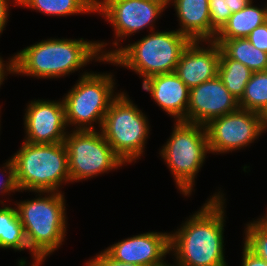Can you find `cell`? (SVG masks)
Masks as SVG:
<instances>
[{"mask_svg": "<svg viewBox=\"0 0 267 266\" xmlns=\"http://www.w3.org/2000/svg\"><path fill=\"white\" fill-rule=\"evenodd\" d=\"M252 71L243 63L228 58L222 51L218 67V77L229 92L238 100L242 97Z\"/></svg>", "mask_w": 267, "mask_h": 266, "instance_id": "obj_22", "label": "cell"}, {"mask_svg": "<svg viewBox=\"0 0 267 266\" xmlns=\"http://www.w3.org/2000/svg\"><path fill=\"white\" fill-rule=\"evenodd\" d=\"M220 50L230 59L243 63L252 72L267 70V53L256 48L247 38L215 39Z\"/></svg>", "mask_w": 267, "mask_h": 266, "instance_id": "obj_19", "label": "cell"}, {"mask_svg": "<svg viewBox=\"0 0 267 266\" xmlns=\"http://www.w3.org/2000/svg\"><path fill=\"white\" fill-rule=\"evenodd\" d=\"M113 75L85 72L78 82L63 97L66 125H75V130H95L93 124L99 123L101 130L104 116L114 95Z\"/></svg>", "mask_w": 267, "mask_h": 266, "instance_id": "obj_8", "label": "cell"}, {"mask_svg": "<svg viewBox=\"0 0 267 266\" xmlns=\"http://www.w3.org/2000/svg\"><path fill=\"white\" fill-rule=\"evenodd\" d=\"M125 92L110 103L101 132L117 156L126 164L140 158L149 135V122Z\"/></svg>", "mask_w": 267, "mask_h": 266, "instance_id": "obj_7", "label": "cell"}, {"mask_svg": "<svg viewBox=\"0 0 267 266\" xmlns=\"http://www.w3.org/2000/svg\"><path fill=\"white\" fill-rule=\"evenodd\" d=\"M37 193H40L38 198L15 204L34 259L31 266L41 265L47 256L62 245L67 228L65 198L62 192ZM44 193L47 195L42 197L41 194Z\"/></svg>", "mask_w": 267, "mask_h": 266, "instance_id": "obj_3", "label": "cell"}, {"mask_svg": "<svg viewBox=\"0 0 267 266\" xmlns=\"http://www.w3.org/2000/svg\"><path fill=\"white\" fill-rule=\"evenodd\" d=\"M176 263V265H171V264H167L165 261L163 262V263H161V264H158V265H155V266H180L177 262H175Z\"/></svg>", "mask_w": 267, "mask_h": 266, "instance_id": "obj_33", "label": "cell"}, {"mask_svg": "<svg viewBox=\"0 0 267 266\" xmlns=\"http://www.w3.org/2000/svg\"><path fill=\"white\" fill-rule=\"evenodd\" d=\"M167 5V0H96V12L112 24L114 34L119 38L112 44L117 47L120 38L133 36L147 26H152L150 32L154 31L152 24Z\"/></svg>", "mask_w": 267, "mask_h": 266, "instance_id": "obj_11", "label": "cell"}, {"mask_svg": "<svg viewBox=\"0 0 267 266\" xmlns=\"http://www.w3.org/2000/svg\"><path fill=\"white\" fill-rule=\"evenodd\" d=\"M15 6L35 9L46 15L66 16L96 12V0H14Z\"/></svg>", "mask_w": 267, "mask_h": 266, "instance_id": "obj_20", "label": "cell"}, {"mask_svg": "<svg viewBox=\"0 0 267 266\" xmlns=\"http://www.w3.org/2000/svg\"><path fill=\"white\" fill-rule=\"evenodd\" d=\"M247 39L256 48L267 53V22L253 29Z\"/></svg>", "mask_w": 267, "mask_h": 266, "instance_id": "obj_27", "label": "cell"}, {"mask_svg": "<svg viewBox=\"0 0 267 266\" xmlns=\"http://www.w3.org/2000/svg\"><path fill=\"white\" fill-rule=\"evenodd\" d=\"M104 42L77 39H47L13 55L14 73L38 78H60L78 71L88 62H103Z\"/></svg>", "mask_w": 267, "mask_h": 266, "instance_id": "obj_2", "label": "cell"}, {"mask_svg": "<svg viewBox=\"0 0 267 266\" xmlns=\"http://www.w3.org/2000/svg\"><path fill=\"white\" fill-rule=\"evenodd\" d=\"M64 144L71 182L87 180L125 164L105 140L101 130H73L67 133Z\"/></svg>", "mask_w": 267, "mask_h": 266, "instance_id": "obj_9", "label": "cell"}, {"mask_svg": "<svg viewBox=\"0 0 267 266\" xmlns=\"http://www.w3.org/2000/svg\"><path fill=\"white\" fill-rule=\"evenodd\" d=\"M243 257L241 266H267V262L257 257L245 245L243 247Z\"/></svg>", "mask_w": 267, "mask_h": 266, "instance_id": "obj_29", "label": "cell"}, {"mask_svg": "<svg viewBox=\"0 0 267 266\" xmlns=\"http://www.w3.org/2000/svg\"><path fill=\"white\" fill-rule=\"evenodd\" d=\"M142 89L151 94L163 111L176 118V122H186L190 89L175 72L149 77L142 82Z\"/></svg>", "mask_w": 267, "mask_h": 266, "instance_id": "obj_16", "label": "cell"}, {"mask_svg": "<svg viewBox=\"0 0 267 266\" xmlns=\"http://www.w3.org/2000/svg\"><path fill=\"white\" fill-rule=\"evenodd\" d=\"M252 1L242 10L232 13L215 39L247 38L253 29L267 22V3L265 7L258 8Z\"/></svg>", "mask_w": 267, "mask_h": 266, "instance_id": "obj_18", "label": "cell"}, {"mask_svg": "<svg viewBox=\"0 0 267 266\" xmlns=\"http://www.w3.org/2000/svg\"><path fill=\"white\" fill-rule=\"evenodd\" d=\"M246 226L244 245L257 257L267 262V213Z\"/></svg>", "mask_w": 267, "mask_h": 266, "instance_id": "obj_24", "label": "cell"}, {"mask_svg": "<svg viewBox=\"0 0 267 266\" xmlns=\"http://www.w3.org/2000/svg\"><path fill=\"white\" fill-rule=\"evenodd\" d=\"M6 72L7 74L14 73V57L10 58L8 63L5 65L4 61L0 56V87L4 81Z\"/></svg>", "mask_w": 267, "mask_h": 266, "instance_id": "obj_31", "label": "cell"}, {"mask_svg": "<svg viewBox=\"0 0 267 266\" xmlns=\"http://www.w3.org/2000/svg\"><path fill=\"white\" fill-rule=\"evenodd\" d=\"M209 12L211 23V41H214L216 35L227 24L232 11L226 4V0H209Z\"/></svg>", "mask_w": 267, "mask_h": 266, "instance_id": "obj_25", "label": "cell"}, {"mask_svg": "<svg viewBox=\"0 0 267 266\" xmlns=\"http://www.w3.org/2000/svg\"><path fill=\"white\" fill-rule=\"evenodd\" d=\"M175 6L180 28L191 41H211L209 0H167Z\"/></svg>", "mask_w": 267, "mask_h": 266, "instance_id": "obj_17", "label": "cell"}, {"mask_svg": "<svg viewBox=\"0 0 267 266\" xmlns=\"http://www.w3.org/2000/svg\"><path fill=\"white\" fill-rule=\"evenodd\" d=\"M25 110V142L32 144L64 142L68 131H66L67 125L63 100H34L27 105Z\"/></svg>", "mask_w": 267, "mask_h": 266, "instance_id": "obj_12", "label": "cell"}, {"mask_svg": "<svg viewBox=\"0 0 267 266\" xmlns=\"http://www.w3.org/2000/svg\"><path fill=\"white\" fill-rule=\"evenodd\" d=\"M264 125L265 129H267V114L264 116Z\"/></svg>", "mask_w": 267, "mask_h": 266, "instance_id": "obj_34", "label": "cell"}, {"mask_svg": "<svg viewBox=\"0 0 267 266\" xmlns=\"http://www.w3.org/2000/svg\"><path fill=\"white\" fill-rule=\"evenodd\" d=\"M224 203L219 191L170 234V251L180 266H227L223 244Z\"/></svg>", "mask_w": 267, "mask_h": 266, "instance_id": "obj_1", "label": "cell"}, {"mask_svg": "<svg viewBox=\"0 0 267 266\" xmlns=\"http://www.w3.org/2000/svg\"><path fill=\"white\" fill-rule=\"evenodd\" d=\"M9 0H0V34L3 32L9 17Z\"/></svg>", "mask_w": 267, "mask_h": 266, "instance_id": "obj_30", "label": "cell"}, {"mask_svg": "<svg viewBox=\"0 0 267 266\" xmlns=\"http://www.w3.org/2000/svg\"><path fill=\"white\" fill-rule=\"evenodd\" d=\"M11 158L21 192H59L62 183L71 182L64 142L32 144L24 141Z\"/></svg>", "mask_w": 267, "mask_h": 266, "instance_id": "obj_5", "label": "cell"}, {"mask_svg": "<svg viewBox=\"0 0 267 266\" xmlns=\"http://www.w3.org/2000/svg\"><path fill=\"white\" fill-rule=\"evenodd\" d=\"M118 262L140 266H155L164 262L170 251V233L147 232L120 242L104 250Z\"/></svg>", "mask_w": 267, "mask_h": 266, "instance_id": "obj_14", "label": "cell"}, {"mask_svg": "<svg viewBox=\"0 0 267 266\" xmlns=\"http://www.w3.org/2000/svg\"><path fill=\"white\" fill-rule=\"evenodd\" d=\"M191 40L179 31H152L135 43L111 51H102L105 63L134 71L143 78L175 72L181 54Z\"/></svg>", "mask_w": 267, "mask_h": 266, "instance_id": "obj_4", "label": "cell"}, {"mask_svg": "<svg viewBox=\"0 0 267 266\" xmlns=\"http://www.w3.org/2000/svg\"><path fill=\"white\" fill-rule=\"evenodd\" d=\"M251 0H226L227 6L232 13L242 10Z\"/></svg>", "mask_w": 267, "mask_h": 266, "instance_id": "obj_32", "label": "cell"}, {"mask_svg": "<svg viewBox=\"0 0 267 266\" xmlns=\"http://www.w3.org/2000/svg\"><path fill=\"white\" fill-rule=\"evenodd\" d=\"M86 266H140L132 263L118 262L111 258L105 251L96 254L93 259L87 261Z\"/></svg>", "mask_w": 267, "mask_h": 266, "instance_id": "obj_28", "label": "cell"}, {"mask_svg": "<svg viewBox=\"0 0 267 266\" xmlns=\"http://www.w3.org/2000/svg\"><path fill=\"white\" fill-rule=\"evenodd\" d=\"M174 130L160 151L168 165L176 186L183 195L189 196L195 178L203 166L209 143L205 125L175 121Z\"/></svg>", "mask_w": 267, "mask_h": 266, "instance_id": "obj_6", "label": "cell"}, {"mask_svg": "<svg viewBox=\"0 0 267 266\" xmlns=\"http://www.w3.org/2000/svg\"><path fill=\"white\" fill-rule=\"evenodd\" d=\"M208 47H200V41H191L181 54L175 73L192 89L218 76L220 46L215 41H205Z\"/></svg>", "mask_w": 267, "mask_h": 266, "instance_id": "obj_15", "label": "cell"}, {"mask_svg": "<svg viewBox=\"0 0 267 266\" xmlns=\"http://www.w3.org/2000/svg\"><path fill=\"white\" fill-rule=\"evenodd\" d=\"M211 153H226L247 147L266 131L264 116L241 109L212 119L205 125Z\"/></svg>", "mask_w": 267, "mask_h": 266, "instance_id": "obj_10", "label": "cell"}, {"mask_svg": "<svg viewBox=\"0 0 267 266\" xmlns=\"http://www.w3.org/2000/svg\"><path fill=\"white\" fill-rule=\"evenodd\" d=\"M0 203H3L0 208V249H29L16 207L5 206L3 201Z\"/></svg>", "mask_w": 267, "mask_h": 266, "instance_id": "obj_21", "label": "cell"}, {"mask_svg": "<svg viewBox=\"0 0 267 266\" xmlns=\"http://www.w3.org/2000/svg\"><path fill=\"white\" fill-rule=\"evenodd\" d=\"M238 103L241 109L267 114V70L252 73Z\"/></svg>", "mask_w": 267, "mask_h": 266, "instance_id": "obj_23", "label": "cell"}, {"mask_svg": "<svg viewBox=\"0 0 267 266\" xmlns=\"http://www.w3.org/2000/svg\"><path fill=\"white\" fill-rule=\"evenodd\" d=\"M3 166V170L6 179L0 181V193H7L9 194L10 192H15V191H20L17 179H16V170H15V164L13 159H9ZM5 168V169H4ZM7 170V171H6ZM1 179V177H0Z\"/></svg>", "mask_w": 267, "mask_h": 266, "instance_id": "obj_26", "label": "cell"}, {"mask_svg": "<svg viewBox=\"0 0 267 266\" xmlns=\"http://www.w3.org/2000/svg\"><path fill=\"white\" fill-rule=\"evenodd\" d=\"M238 99L217 76L190 89L186 122L207 125L212 119L238 110Z\"/></svg>", "mask_w": 267, "mask_h": 266, "instance_id": "obj_13", "label": "cell"}]
</instances>
